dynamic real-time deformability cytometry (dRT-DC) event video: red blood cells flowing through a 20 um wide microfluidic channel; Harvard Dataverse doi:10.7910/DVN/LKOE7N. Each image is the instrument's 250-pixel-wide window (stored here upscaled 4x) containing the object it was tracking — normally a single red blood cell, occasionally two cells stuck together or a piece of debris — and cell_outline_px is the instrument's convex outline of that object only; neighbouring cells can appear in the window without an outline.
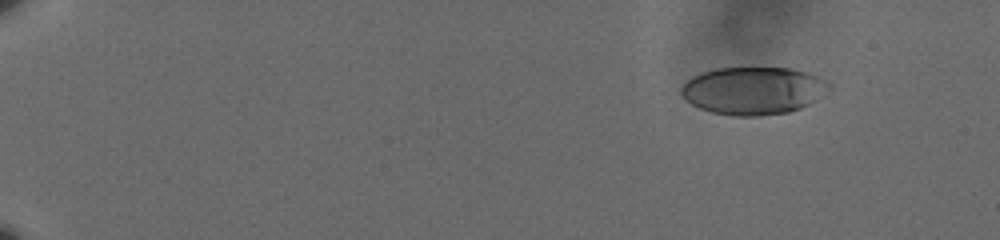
{"species": "human", "species_latin": "Homo sapiens", "temperature_condition": "cold", "stored_images_in_passage": 29, "camera_frame_rate_fps": 3000, "um_per_image_px": 0.085, "donor": {"sex": "male"}, "frame": {"image": 1, "passage_image": 5, "time_ms": 1.333, "image_size_px": [1000, 240], "cell_outline_px": [[832, 88], [824, 96], [800, 108], [788, 112], [760, 116], [732, 116], [712, 112], [700, 108], [692, 104], [680, 92], [680, 88], [692, 76], [700, 72], [716, 68], [792, 68], [808, 72], [828, 80], [832, 84]], "centroid_in_image_um": [64.09, 7.7], "position_along_channel_um": 20.9, "area_um2": 41.44}}
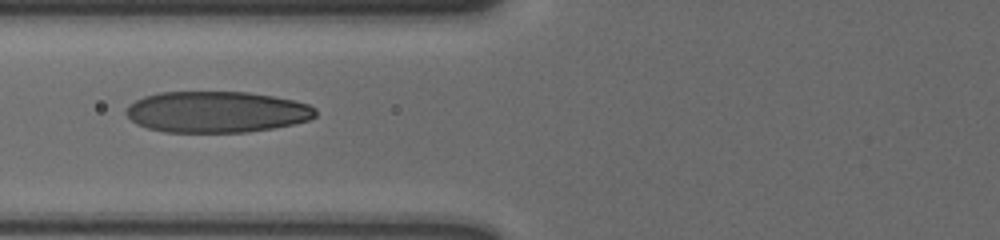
{"frame": {"image": 2, "passage_image": 24, "time_ms": 7.667, "image_size_px": [1000, 240], "cell_outline_px": [[316, 116], [308, 120], [292, 124], [272, 128], [248, 132], [164, 132], [148, 128], [136, 124], [124, 112], [128, 104], [144, 96], [160, 92], [248, 92], [272, 96], [292, 100], [308, 104], [316, 108]], "centroid_in_image_um": [18.38, 9.51], "position_along_channel_um": 107.4, "area_um2": 45.55}}
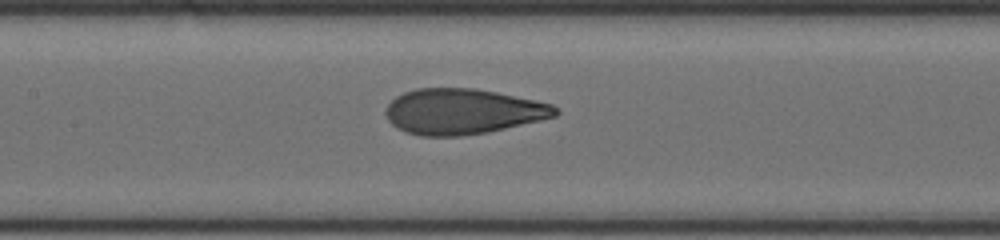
{"frame": {"image": 3, "passage_image": 29, "time_ms": 9.333, "image_size_px": [1000, 240], "cell_outline_px": [[560, 112], [556, 116], [540, 120], [488, 132], [460, 136], [420, 136], [404, 132], [392, 124], [388, 120], [384, 112], [384, 108], [396, 96], [404, 92], [416, 88], [476, 88], [536, 100], [552, 104]], "centroid_in_image_um": [39.3, 9.47], "position_along_channel_um": 168.1, "area_um2": 45.14}}